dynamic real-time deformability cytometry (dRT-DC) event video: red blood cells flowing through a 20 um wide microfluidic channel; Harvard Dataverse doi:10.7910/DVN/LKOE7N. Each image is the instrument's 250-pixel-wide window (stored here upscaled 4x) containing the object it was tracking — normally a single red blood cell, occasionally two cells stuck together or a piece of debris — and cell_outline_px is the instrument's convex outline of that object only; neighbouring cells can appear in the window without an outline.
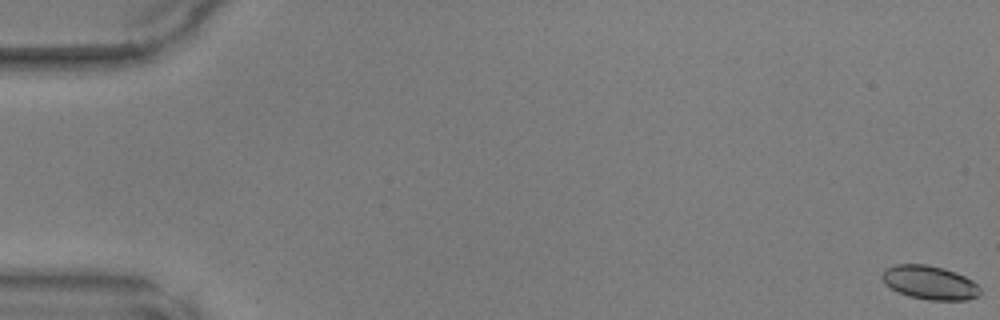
{"species": "common noctule bat (a hibernating species)", "species_latin": "Nyctalus noctula", "temperature_condition": "warm", "stored_images_in_passage": 50, "camera_frame_rate_fps": 3000, "um_per_image_px": 0.085, "animal": {"sex": "male", "body_mass_g": 17.9, "forearm_length_mm": 54.2}, "frame": {"image": 1, "passage_image": 1, "time_ms": 0.0, "image_size_px": [1000, 320], "cell_outline_px": [[980, 292], [976, 296], [968, 300], [928, 300], [908, 296], [884, 284], [880, 276], [884, 268], [896, 264], [928, 264], [944, 268], [956, 272], [972, 280], [980, 288]], "centroid_in_image_um": [78.99, 24.0], "position_along_channel_um": 6.0, "area_um2": 19.42}}
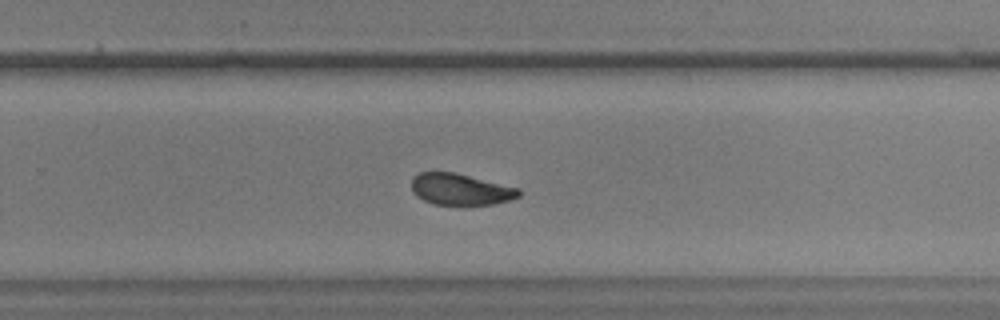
{"frame": {"image": 2, "passage_image": 33, "time_ms": 10.667, "image_size_px": [1000, 320], "cell_outline_px": [[520, 196], [508, 200], [492, 204], [432, 204], [416, 196], [412, 192], [412, 180], [420, 172], [456, 172], [520, 188]], "centroid_in_image_um": [39.14, 16.08], "position_along_channel_um": 290.7, "area_um2": 19.54}}
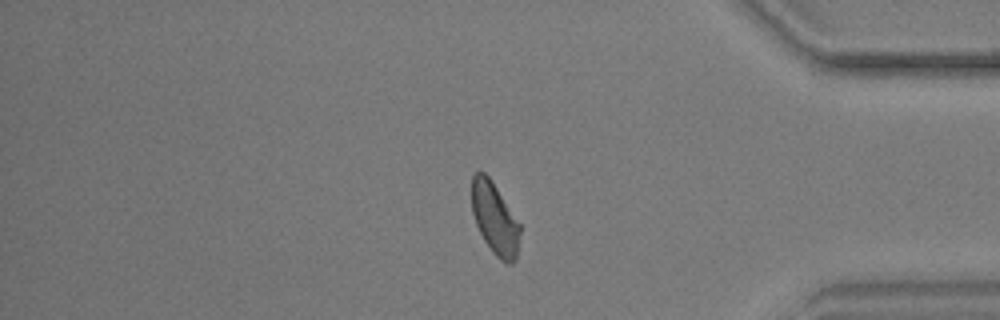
{"frame": {"image": 3, "passage_image": 42, "time_ms": 13.667, "image_size_px": [1000, 320], "cell_outline_px": [[520, 232], [516, 260], [512, 264], [504, 264], [492, 252], [484, 240], [476, 224], [472, 212], [472, 176], [476, 172], [484, 172], [488, 176], [520, 224]], "centroid_in_image_um": [42.06, 18.63], "position_along_channel_um": 393.1, "area_um2": 20.0}}